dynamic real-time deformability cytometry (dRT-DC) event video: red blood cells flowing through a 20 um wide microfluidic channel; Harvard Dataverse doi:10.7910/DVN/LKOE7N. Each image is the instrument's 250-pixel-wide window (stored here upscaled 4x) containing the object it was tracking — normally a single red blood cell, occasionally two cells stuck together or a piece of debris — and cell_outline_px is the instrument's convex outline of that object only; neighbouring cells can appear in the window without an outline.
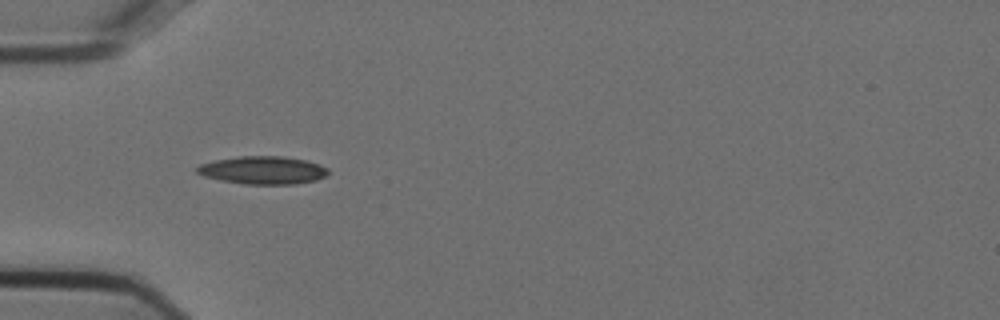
{"species": "Egyptian fruit bat (a non-hibernating species)", "species_latin": "Rousettus aegyptiacus", "temperature_condition": "cold", "stored_images_in_passage": 35, "camera_frame_rate_fps": 3000, "um_per_image_px": 0.085, "animal": {"sex": "female"}, "frame": {"image": 1, "passage_image": 1, "time_ms": 0.0, "image_size_px": [1000, 320], "cell_outline_px": [[328, 176], [316, 180], [296, 184], [244, 184], [220, 180], [204, 176], [196, 172], [196, 168], [200, 164], [216, 160], [240, 156], [284, 156], [304, 160], [320, 164], [328, 168]], "centroid_in_image_um": [22.37, 14.47], "position_along_channel_um": 62.6, "area_um2": 21.39}}
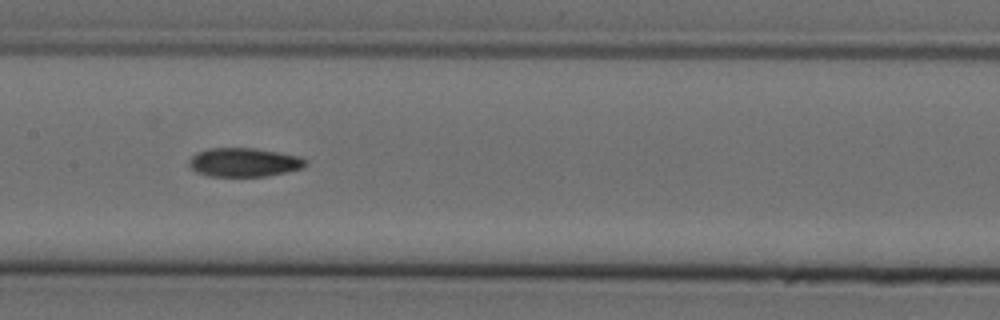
{"frame": {"image": 2, "passage_image": 11, "time_ms": 3.333, "image_size_px": [1000, 320], "cell_outline_px": [[308, 164], [304, 168], [264, 176], [208, 176], [196, 172], [188, 164], [188, 160], [196, 152], [208, 148], [256, 148], [300, 156], [308, 160]], "centroid_in_image_um": [20.75, 13.79], "position_along_channel_um": 186.7, "area_um2": 19.71}}
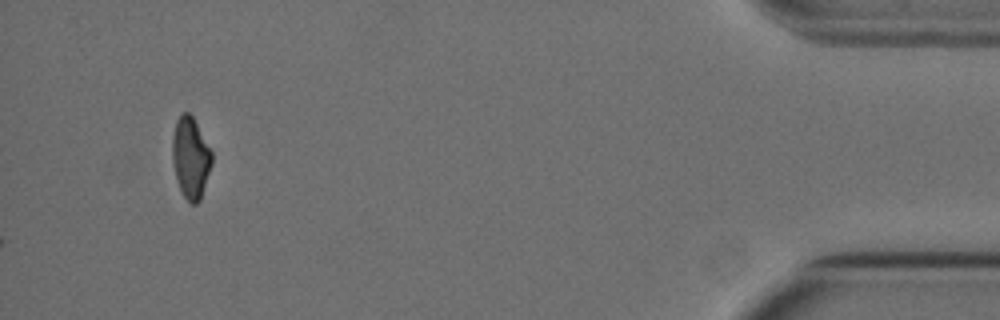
{"frame": {"image": 3, "passage_image": 35, "time_ms": 11.333, "image_size_px": [1000, 320], "cell_outline_px": [[212, 164], [200, 200], [196, 204], [192, 204], [184, 196], [176, 180], [172, 160], [172, 140], [176, 120], [180, 112], [188, 112], [192, 116], [212, 152]], "centroid_in_image_um": [16.19, 13.4], "position_along_channel_um": 419.0, "area_um2": 18.61}, "authors_computed_cell_mechanics": {"area_um2": 19.652, "velocity_mm_per_s": 3.7718, "shape_relaxation_time_tau1_ms": null, "shape_relaxation_time_tau2_ms": 2.4465, "deformation_change_tau1": null, "deformation_change_tau2": 0.0838}}